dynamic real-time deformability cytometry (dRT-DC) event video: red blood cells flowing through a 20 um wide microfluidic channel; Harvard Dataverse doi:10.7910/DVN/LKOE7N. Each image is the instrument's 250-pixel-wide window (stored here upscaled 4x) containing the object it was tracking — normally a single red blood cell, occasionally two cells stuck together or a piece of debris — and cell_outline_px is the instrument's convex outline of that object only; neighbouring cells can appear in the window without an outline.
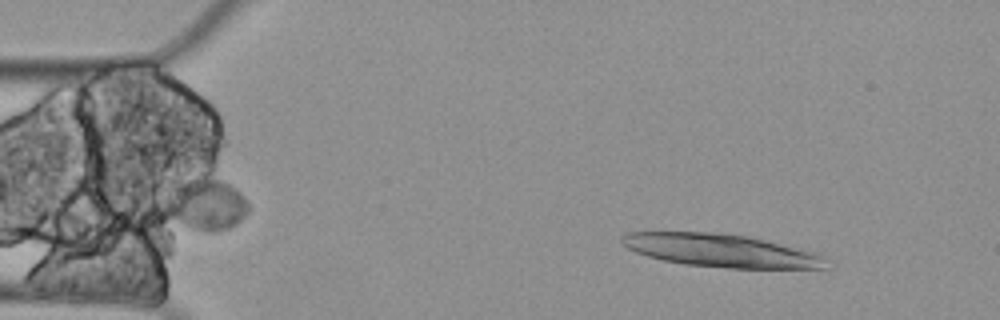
{"species": "Egyptian fruit bat (a non-hibernating species)", "species_latin": "Rousettus aegyptiacus", "temperature_condition": "cold", "stored_images_in_passage": 3, "camera_frame_rate_fps": 3000, "um_per_image_px": 0.085, "animal": {"sex": "female"}, "frame": {"image": 1, "passage_image": 1, "time_ms": 0.0, "image_size_px": [1000, 320], "cell_outline_px": [[836, 264], [828, 268], [728, 268], [684, 264], [664, 260], [648, 256], [636, 252], [628, 248], [620, 240], [620, 236], [624, 232], [716, 232], [748, 236], [804, 248], [820, 252], [828, 256]], "centroid_in_image_um": [61.47, 21.3], "position_along_channel_um": 23.5, "area_um2": 40.23}}